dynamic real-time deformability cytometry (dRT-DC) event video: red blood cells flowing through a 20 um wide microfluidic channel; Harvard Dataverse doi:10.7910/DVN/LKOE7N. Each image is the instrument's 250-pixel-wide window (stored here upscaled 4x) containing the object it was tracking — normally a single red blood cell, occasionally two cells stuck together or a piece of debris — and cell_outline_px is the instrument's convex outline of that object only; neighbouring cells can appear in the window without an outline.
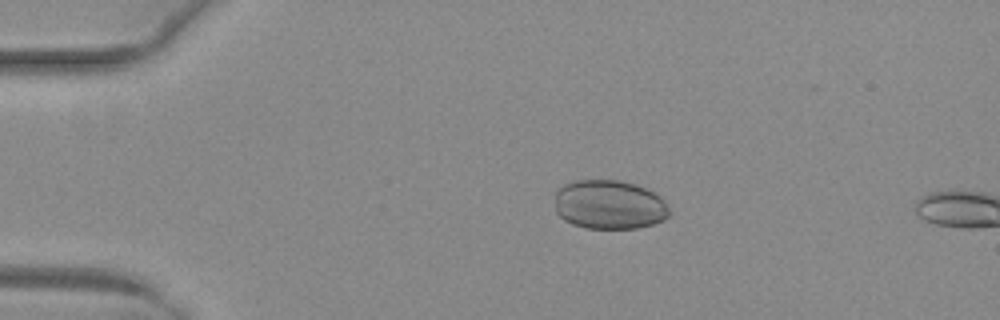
{"species": "common noctule bat (a hibernating species)", "species_latin": "Nyctalus noctula", "temperature_condition": "warm", "stored_images_in_passage": 12, "camera_frame_rate_fps": 3000, "um_per_image_px": 0.085, "animal": {"sex": "female", "body_mass_g": 29.2, "forearm_length_mm": 56.3}, "frame": {"image": 1, "passage_image": 10, "time_ms": 3.0, "image_size_px": [1000, 320], "cell_outline_px": [[672, 212], [664, 220], [652, 224], [636, 228], [584, 228], [572, 224], [564, 220], [556, 212], [556, 192], [564, 184], [576, 180], [620, 180], [636, 184], [660, 196]], "centroid_in_image_um": [51.8, 17.4], "position_along_channel_um": 33.2, "area_um2": 32.89}}